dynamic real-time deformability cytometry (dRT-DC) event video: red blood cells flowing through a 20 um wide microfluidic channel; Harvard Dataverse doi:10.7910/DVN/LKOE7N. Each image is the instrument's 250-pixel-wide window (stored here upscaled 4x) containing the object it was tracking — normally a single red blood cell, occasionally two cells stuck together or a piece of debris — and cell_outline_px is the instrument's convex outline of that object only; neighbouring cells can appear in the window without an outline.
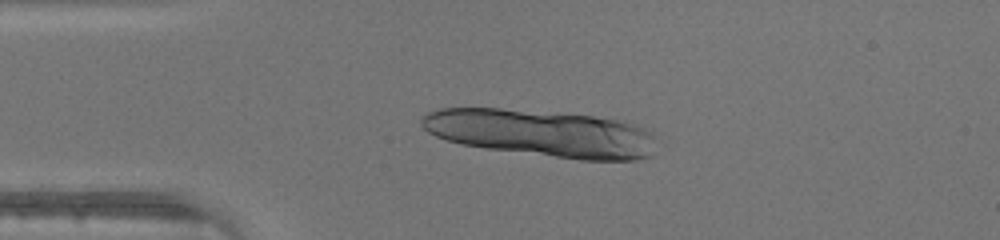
{"species": "human", "species_latin": "Homo sapiens", "temperature_condition": "warm", "stored_images_in_passage": 30, "segment_of_instrument_passage": [1, 2], "camera_frame_rate_fps": 3000, "um_per_image_px": 0.085, "donor": {"sex": "male"}, "frame": {"image": 1, "passage_image": 9, "time_ms": 2.667, "image_size_px": [1000, 240], "cell_outline_px": [[652, 156], [636, 160], [580, 160], [484, 148], [460, 144], [436, 136], [428, 132], [420, 124], [420, 120], [428, 112], [440, 108], [500, 108], [592, 116], [624, 120], [648, 128], [652, 136]], "centroid_in_image_um": [46.04, 11.32], "position_along_channel_um": 39.0, "area_um2": 64.45}}